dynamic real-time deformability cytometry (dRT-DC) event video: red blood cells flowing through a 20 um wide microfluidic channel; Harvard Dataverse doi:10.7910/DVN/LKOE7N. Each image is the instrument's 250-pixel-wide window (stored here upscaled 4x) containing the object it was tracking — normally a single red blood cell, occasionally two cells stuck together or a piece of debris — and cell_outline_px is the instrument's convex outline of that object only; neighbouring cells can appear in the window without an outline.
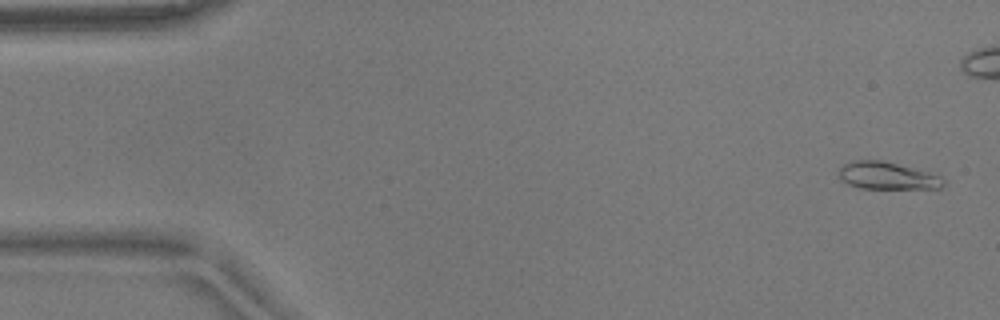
{"species": "common noctule bat (a hibernating species)", "species_latin": "Nyctalus noctula", "temperature_condition": "warm", "stored_images_in_passage": 18, "camera_frame_rate_fps": 3000, "um_per_image_px": 0.085, "animal": {"sex": "male", "body_mass_g": 17.9}, "frame": {"image": 1, "passage_image": 1, "time_ms": 0.0, "image_size_px": [1000, 320], "cell_outline_px": [[944, 184], [940, 188], [860, 188], [848, 184], [840, 180], [840, 168], [844, 164], [852, 160], [880, 160], [928, 172], [940, 176], [944, 180]], "centroid_in_image_um": [75.38, 14.94], "position_along_channel_um": 9.6, "area_um2": 16.36}}